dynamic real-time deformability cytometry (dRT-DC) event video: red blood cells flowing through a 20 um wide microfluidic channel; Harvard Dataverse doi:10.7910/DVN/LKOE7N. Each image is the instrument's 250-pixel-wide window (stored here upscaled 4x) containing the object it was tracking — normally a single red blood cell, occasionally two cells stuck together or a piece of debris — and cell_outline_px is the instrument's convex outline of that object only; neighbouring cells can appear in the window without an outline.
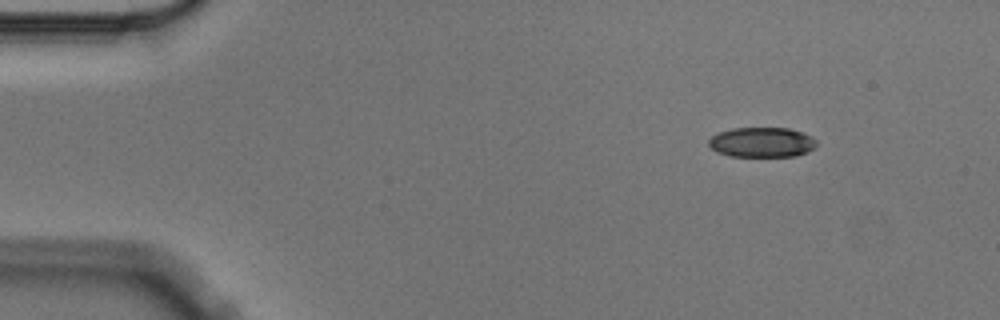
{"species": "Egyptian fruit bat (a non-hibernating species)", "species_latin": "Rousettus aegyptiacus", "temperature_condition": "cold", "stored_images_in_passage": 4, "camera_frame_rate_fps": 3000, "um_per_image_px": 0.085, "animal": {"sex": "male"}, "frame": {"image": 1, "passage_image": 1, "time_ms": 0.0, "image_size_px": [1000, 320], "cell_outline_px": [[816, 148], [808, 152], [796, 156], [728, 156], [716, 152], [708, 144], [708, 140], [716, 132], [732, 128], [788, 128], [812, 136], [816, 140]], "centroid_in_image_um": [64.75, 12.09], "position_along_channel_um": 20.3, "area_um2": 19.02}}
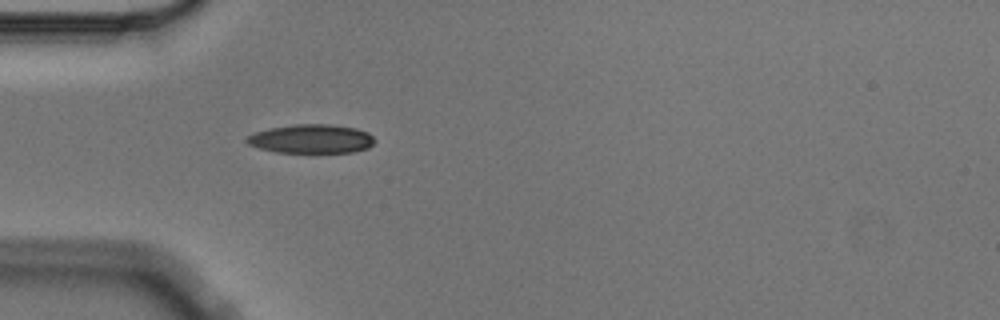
{"frame": {"image": 2, "passage_image": 4, "time_ms": 1.0, "image_size_px": [1000, 320], "cell_outline_px": [[376, 140], [368, 148], [352, 152], [276, 152], [260, 148], [248, 144], [244, 140], [248, 136], [256, 132], [268, 128], [296, 124], [332, 124], [356, 128], [368, 132]], "centroid_in_image_um": [26.47, 11.79], "position_along_channel_um": 58.5, "area_um2": 21.5}}